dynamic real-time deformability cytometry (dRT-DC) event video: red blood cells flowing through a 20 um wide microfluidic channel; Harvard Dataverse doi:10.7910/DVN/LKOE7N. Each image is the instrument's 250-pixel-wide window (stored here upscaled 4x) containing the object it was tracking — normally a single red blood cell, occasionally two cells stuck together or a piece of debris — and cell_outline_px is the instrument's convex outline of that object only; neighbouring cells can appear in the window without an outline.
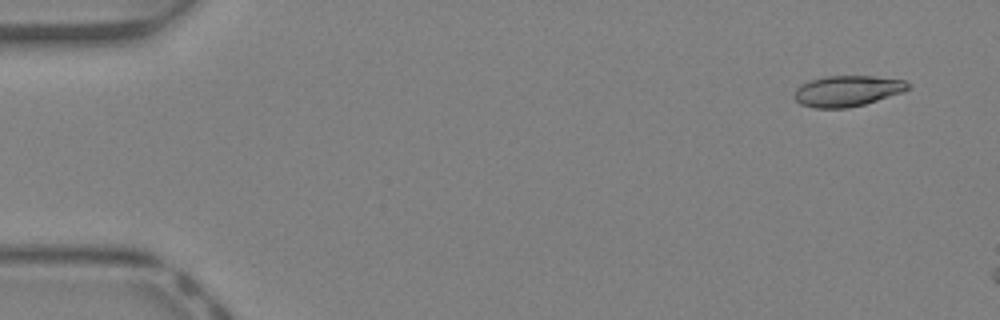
{"species": "Egyptian fruit bat (a non-hibernating species)", "species_latin": "Rousettus aegyptiacus", "temperature_condition": "warm", "stored_images_in_passage": 10, "camera_frame_rate_fps": 3000, "um_per_image_px": 0.085, "animal": {"sex": "female"}, "frame": {"image": 1, "passage_image": 1, "time_ms": 0.0, "image_size_px": [1000, 320], "cell_outline_px": [[912, 88], [904, 92], [864, 104], [848, 108], [816, 108], [800, 104], [792, 96], [796, 88], [812, 80], [828, 76], [872, 76], [904, 80]], "centroid_in_image_um": [72.04, 7.74], "position_along_channel_um": 13.0, "area_um2": 20.35}}